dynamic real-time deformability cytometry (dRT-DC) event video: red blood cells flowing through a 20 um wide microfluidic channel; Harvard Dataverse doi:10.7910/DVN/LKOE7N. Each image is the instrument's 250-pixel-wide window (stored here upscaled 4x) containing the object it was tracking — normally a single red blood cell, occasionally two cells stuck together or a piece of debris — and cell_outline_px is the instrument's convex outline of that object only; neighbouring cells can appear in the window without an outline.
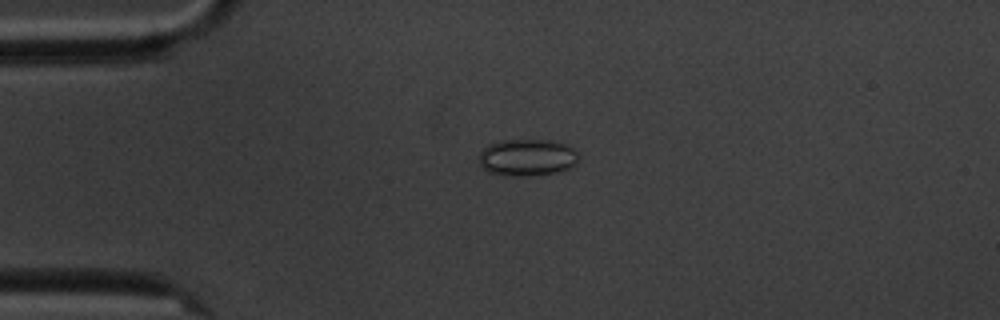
{"species": "common noctule bat (a hibernating species)", "species_latin": "Nyctalus noctula", "temperature_condition": "cold", "stored_images_in_passage": 2, "camera_frame_rate_fps": 3000, "um_per_image_px": 0.085, "animal": {"sex": "male", "body_mass_g": 20.1, "forearm_length_mm": 53.5}, "frame": {"image": 1, "passage_image": 1, "time_ms": 0.0, "image_size_px": [1000, 320], "cell_outline_px": [[580, 160], [572, 168], [540, 176], [504, 176], [488, 172], [476, 160], [480, 152], [488, 144], [504, 140], [556, 140], [568, 144], [580, 156]], "centroid_in_image_um": [44.84, 13.4], "position_along_channel_um": 40.2, "area_um2": 22.14}}